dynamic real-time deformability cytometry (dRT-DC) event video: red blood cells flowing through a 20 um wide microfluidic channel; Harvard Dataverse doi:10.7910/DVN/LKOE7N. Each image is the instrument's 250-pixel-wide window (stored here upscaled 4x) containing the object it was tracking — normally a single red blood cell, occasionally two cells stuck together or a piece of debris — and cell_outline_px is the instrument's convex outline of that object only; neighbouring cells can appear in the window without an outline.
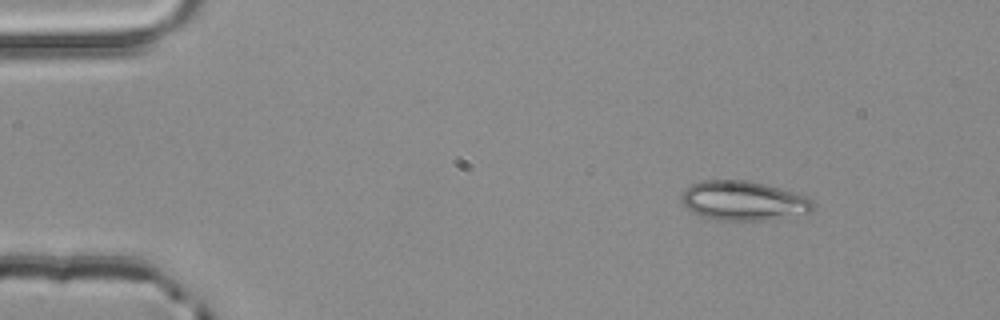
{"species": "common noctule bat (a hibernating species)", "species_latin": "Nyctalus noctula", "temperature_condition": "room temperature", "stored_images_in_passage": 3, "camera_frame_rate_fps": 3000, "um_per_image_px": 0.085, "animal": {"sex": "male", "body_mass_g": 20.4}, "frame": {"image": 1, "passage_image": 1, "time_ms": 0.0, "image_size_px": [1000, 320], "cell_outline_px": [[816, 208], [812, 212], [764, 220], [716, 220], [700, 216], [692, 212], [680, 200], [680, 196], [692, 184], [704, 180], [748, 180], [768, 184], [804, 196], [812, 200], [816, 204]], "centroid_in_image_um": [63.2, 17.06], "position_along_channel_um": 21.8, "area_um2": 30.23}}